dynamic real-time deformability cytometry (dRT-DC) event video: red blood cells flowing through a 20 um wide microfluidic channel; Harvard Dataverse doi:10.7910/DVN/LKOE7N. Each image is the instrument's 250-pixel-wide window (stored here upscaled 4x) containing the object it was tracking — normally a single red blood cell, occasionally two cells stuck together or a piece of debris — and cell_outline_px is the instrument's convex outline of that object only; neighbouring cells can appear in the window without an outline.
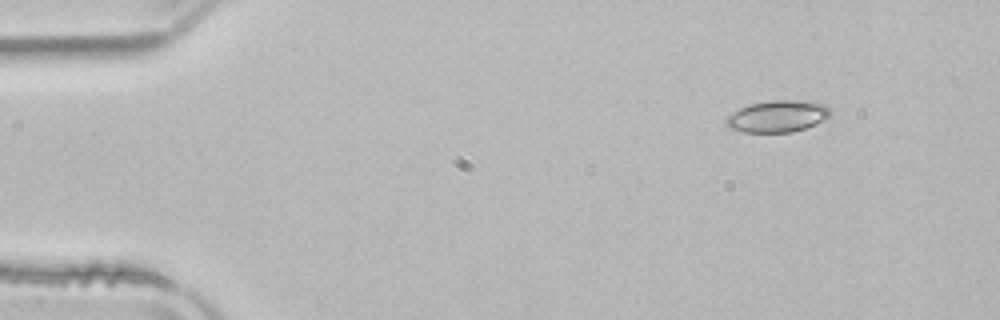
{"species": "common noctule bat (a hibernating species)", "species_latin": "Nyctalus noctula", "temperature_condition": "room temperature", "stored_images_in_passage": 4, "camera_frame_rate_fps": 3000, "um_per_image_px": 0.085, "animal": {"sex": "male", "body_mass_g": 21.5, "forearm_length_mm": 52.0}, "frame": {"image": 1, "passage_image": 1, "time_ms": 0.0, "image_size_px": [1000, 320], "cell_outline_px": [[832, 112], [824, 120], [816, 124], [792, 132], [744, 132], [728, 128], [724, 124], [724, 120], [728, 116], [740, 108], [748, 104], [772, 100], [816, 100], [824, 104]], "centroid_in_image_um": [66.1, 9.87], "position_along_channel_um": 18.9, "area_um2": 19.54}}